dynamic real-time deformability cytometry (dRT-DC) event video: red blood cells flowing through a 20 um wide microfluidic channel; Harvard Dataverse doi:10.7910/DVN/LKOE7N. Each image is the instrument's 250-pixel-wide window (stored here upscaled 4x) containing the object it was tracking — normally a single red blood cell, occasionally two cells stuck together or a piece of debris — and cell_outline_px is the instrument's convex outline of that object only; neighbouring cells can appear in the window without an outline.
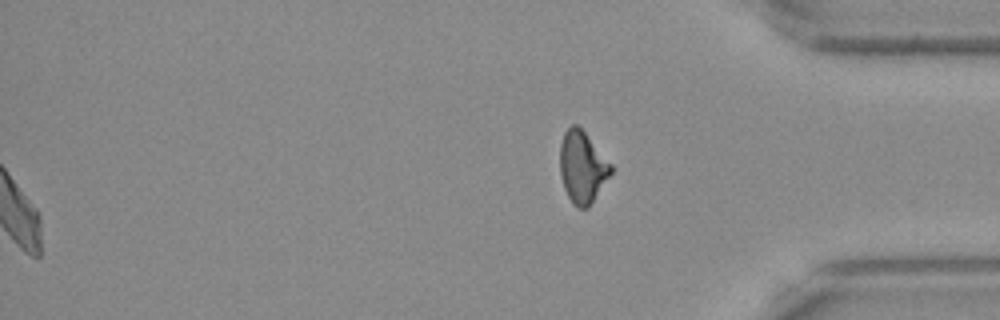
{"species": "Egyptian fruit bat (a non-hibernating species)", "species_latin": "Rousettus aegyptiacus", "temperature_condition": "warm", "stored_images_in_passage": 43, "segment_of_instrument_passage": [2, 2], "camera_frame_rate_fps": 3000, "um_per_image_px": 0.085, "frame": {"image": 1, "passage_image": 43, "time_ms": 14.0, "image_size_px": [1000, 320], "cell_outline_px": [[612, 172], [588, 208], [576, 208], [572, 204], [564, 188], [560, 176], [560, 144], [564, 132], [572, 124], [576, 124], [584, 132], [612, 164]], "centroid_in_image_um": [49.48, 14.22], "position_along_channel_um": 385.7, "area_um2": 21.21}}